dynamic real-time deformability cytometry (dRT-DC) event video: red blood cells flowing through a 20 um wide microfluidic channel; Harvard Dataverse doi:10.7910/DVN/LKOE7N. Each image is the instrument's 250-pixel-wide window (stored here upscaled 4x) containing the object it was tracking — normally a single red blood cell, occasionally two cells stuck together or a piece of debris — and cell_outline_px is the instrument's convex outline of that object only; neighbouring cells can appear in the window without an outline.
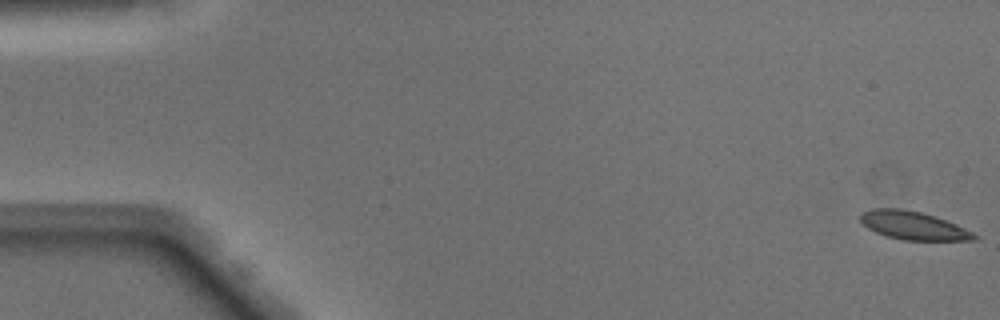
{"species": "Egyptian fruit bat (a non-hibernating species)", "species_latin": "Rousettus aegyptiacus", "temperature_condition": "warm", "stored_images_in_passage": 9, "camera_frame_rate_fps": 3000, "um_per_image_px": 0.085, "animal": {"sex": "male"}, "frame": {"image": 1, "passage_image": 1, "time_ms": 0.0, "image_size_px": [1000, 320], "cell_outline_px": [[980, 236], [976, 240], [904, 240], [888, 236], [876, 232], [868, 228], [860, 220], [860, 212], [872, 208], [900, 208], [920, 212], [956, 224]], "centroid_in_image_um": [77.61, 19.17], "position_along_channel_um": 7.4, "area_um2": 18.55}}